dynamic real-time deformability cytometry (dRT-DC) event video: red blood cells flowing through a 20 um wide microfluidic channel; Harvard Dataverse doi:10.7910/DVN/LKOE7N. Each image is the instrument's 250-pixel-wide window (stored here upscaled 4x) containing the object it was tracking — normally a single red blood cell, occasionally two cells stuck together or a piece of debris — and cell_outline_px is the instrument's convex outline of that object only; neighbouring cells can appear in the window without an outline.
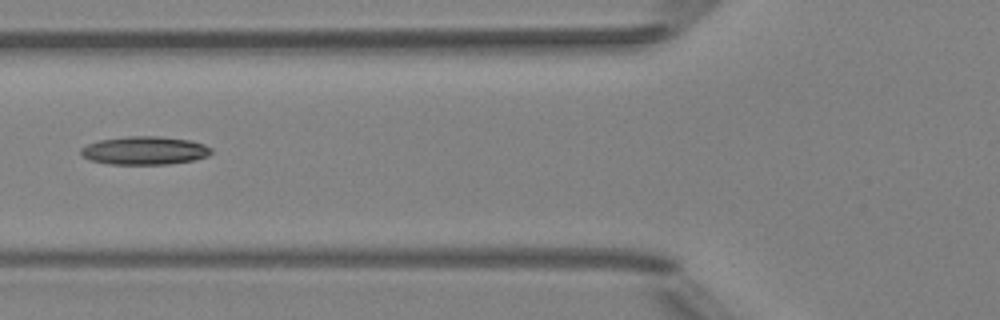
{"species": "Egyptian fruit bat (a non-hibernating species)", "species_latin": "Rousettus aegyptiacus", "temperature_condition": "room temperature", "stored_images_in_passage": 5, "camera_frame_rate_fps": 3000, "um_per_image_px": 0.085, "animal": {"sex": "female"}, "frame": {"image": 1, "passage_image": 5, "time_ms": 1.333, "image_size_px": [1000, 320], "cell_outline_px": [[212, 152], [208, 156], [192, 160], [168, 164], [108, 164], [88, 160], [80, 152], [80, 148], [88, 144], [100, 140], [128, 136], [156, 136], [188, 140], [204, 144], [212, 148]], "centroid_in_image_um": [12.28, 12.8], "position_along_channel_um": 113.5, "area_um2": 21.39}}